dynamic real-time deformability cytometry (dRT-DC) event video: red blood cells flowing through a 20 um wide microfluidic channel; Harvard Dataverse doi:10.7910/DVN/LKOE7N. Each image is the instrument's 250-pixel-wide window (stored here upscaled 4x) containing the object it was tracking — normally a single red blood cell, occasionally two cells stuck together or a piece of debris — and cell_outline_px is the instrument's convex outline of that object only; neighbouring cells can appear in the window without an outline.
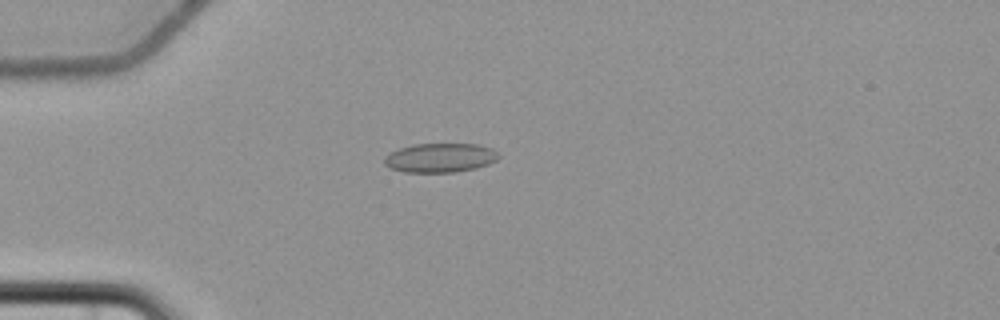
{"species": "common noctule bat (a hibernating species)", "species_latin": "Nyctalus noctula", "temperature_condition": "cold", "stored_images_in_passage": 7, "camera_frame_rate_fps": 3000, "um_per_image_px": 0.085, "animal": {"sex": "female", "body_mass_g": 22.7, "forearm_length_mm": 54.2}, "frame": {"image": 1, "passage_image": 7, "time_ms": 7.333, "image_size_px": [1000, 320], "cell_outline_px": [[500, 156], [496, 160], [488, 164], [476, 168], [456, 172], [404, 172], [392, 168], [384, 164], [384, 156], [400, 148], [412, 144], [476, 144], [492, 148]], "centroid_in_image_um": [37.41, 13.41], "position_along_channel_um": 47.6, "area_um2": 19.36}}